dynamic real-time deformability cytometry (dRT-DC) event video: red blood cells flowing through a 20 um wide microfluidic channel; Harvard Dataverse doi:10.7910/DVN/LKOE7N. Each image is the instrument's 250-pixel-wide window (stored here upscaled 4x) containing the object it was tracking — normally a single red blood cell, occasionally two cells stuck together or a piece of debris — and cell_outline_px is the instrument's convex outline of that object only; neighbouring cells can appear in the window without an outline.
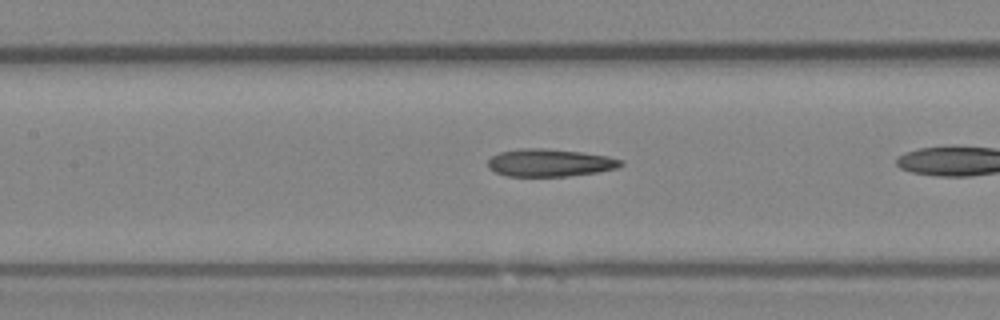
{"species": "Egyptian fruit bat (a non-hibernating species)", "species_latin": "Rousettus aegyptiacus", "temperature_condition": "room temperature", "stored_images_in_passage": 9, "camera_frame_rate_fps": 3000, "um_per_image_px": 0.085, "animal": {"sex": "female"}, "frame": {"image": 1, "passage_image": 8, "time_ms": 2.333, "image_size_px": [1000, 320], "cell_outline_px": [[624, 164], [616, 168], [596, 172], [568, 176], [504, 176], [488, 168], [488, 160], [492, 156], [500, 152], [520, 148], [544, 148], [580, 152], [608, 156], [624, 160]], "centroid_in_image_um": [46.72, 13.83], "position_along_channel_um": 160.7, "area_um2": 21.39}}